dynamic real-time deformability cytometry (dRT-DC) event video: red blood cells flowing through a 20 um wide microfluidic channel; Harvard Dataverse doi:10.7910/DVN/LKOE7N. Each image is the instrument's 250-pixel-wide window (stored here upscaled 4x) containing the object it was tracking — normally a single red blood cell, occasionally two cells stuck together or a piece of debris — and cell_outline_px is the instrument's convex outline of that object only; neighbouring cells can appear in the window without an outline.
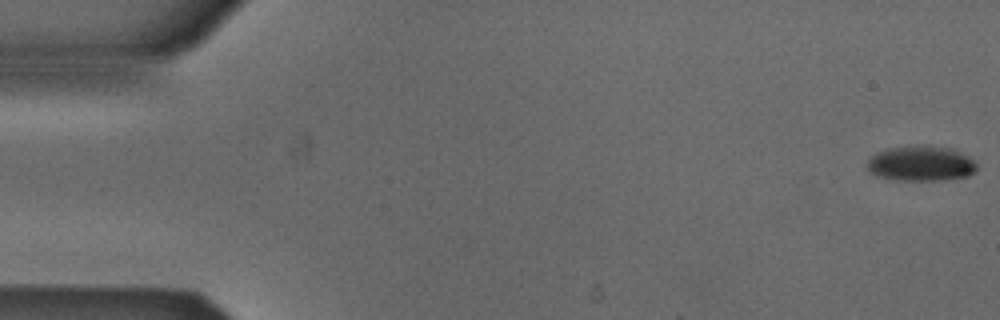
{"species": "Egyptian fruit bat (a non-hibernating species)", "species_latin": "Rousettus aegyptiacus", "temperature_condition": "cold", "stored_images_in_passage": 6, "segment_of_instrument_passage": [2, 2], "camera_frame_rate_fps": 3000, "um_per_image_px": 0.085, "animal": {"sex": "male"}, "frame": {"image": 1, "passage_image": 6, "time_ms": 1.667, "image_size_px": [1000, 320], "cell_outline_px": [[976, 172], [968, 176], [948, 180], [896, 180], [880, 176], [872, 172], [868, 168], [868, 160], [876, 152], [888, 148], [928, 144], [952, 148], [968, 156], [976, 164]], "centroid_in_image_um": [78.33, 13.88], "position_along_channel_um": 6.7, "area_um2": 22.6}}